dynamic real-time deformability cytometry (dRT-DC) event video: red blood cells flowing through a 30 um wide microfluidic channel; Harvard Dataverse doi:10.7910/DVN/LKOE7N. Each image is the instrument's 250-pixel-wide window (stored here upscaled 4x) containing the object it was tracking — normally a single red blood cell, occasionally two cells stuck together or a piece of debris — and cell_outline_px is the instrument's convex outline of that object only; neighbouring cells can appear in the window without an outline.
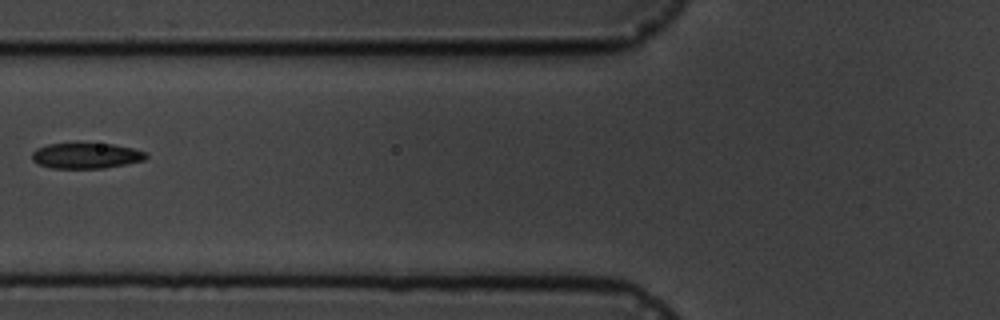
{"species": "common noctule bat (a hibernating species)", "species_latin": "Nyctalus noctula", "temperature_condition": "cold", "stored_images_in_passage": 6, "segment_of_instrument_passage": [2, 2], "camera_frame_rate_fps": 3000, "um_per_image_px": 0.085, "animal": {"sex": "male", "body_mass_g": 19.5, "forearm_length_mm": 54.6}, "frame": {"image": 1, "passage_image": 6, "time_ms": 6.667, "image_size_px": [1000, 320], "cell_outline_px": [[148, 156], [144, 160], [104, 168], [52, 168], [36, 164], [32, 160], [32, 152], [36, 148], [48, 144], [112, 144], [132, 148], [148, 152]], "centroid_in_image_um": [7.3, 13.24], "position_along_channel_um": 118.5, "area_um2": 16.94}}